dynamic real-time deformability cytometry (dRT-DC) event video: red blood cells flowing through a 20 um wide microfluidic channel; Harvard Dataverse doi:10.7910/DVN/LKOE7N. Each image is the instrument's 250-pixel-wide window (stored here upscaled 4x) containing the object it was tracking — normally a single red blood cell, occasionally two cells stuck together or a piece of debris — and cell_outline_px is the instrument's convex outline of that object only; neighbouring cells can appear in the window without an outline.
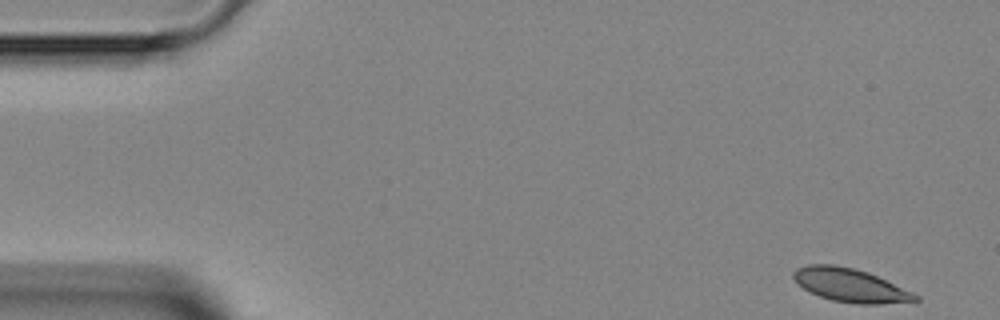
{"species": "Egyptian fruit bat (a non-hibernating species)", "species_latin": "Rousettus aegyptiacus", "temperature_condition": "room temperature", "stored_images_in_passage": 3, "camera_frame_rate_fps": 3000, "um_per_image_px": 0.085, "animal": {"sex": "female"}, "frame": {"image": 1, "passage_image": 1, "time_ms": 0.0, "image_size_px": [1000, 320], "cell_outline_px": [[920, 300], [880, 304], [856, 304], [832, 300], [808, 292], [796, 284], [792, 276], [792, 272], [796, 268], [808, 264], [836, 264], [868, 272], [912, 292], [920, 296]], "centroid_in_image_um": [72.21, 24.24], "position_along_channel_um": 12.8, "area_um2": 23.87}}